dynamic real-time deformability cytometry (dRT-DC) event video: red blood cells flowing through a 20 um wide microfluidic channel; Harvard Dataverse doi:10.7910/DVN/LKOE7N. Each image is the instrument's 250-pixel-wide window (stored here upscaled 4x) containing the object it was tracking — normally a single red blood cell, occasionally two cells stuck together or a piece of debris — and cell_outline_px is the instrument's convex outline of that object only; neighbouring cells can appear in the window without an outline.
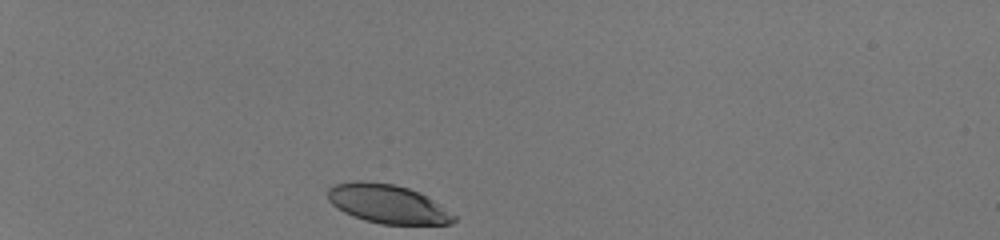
{"species": "human", "species_latin": "Homo sapiens", "temperature_condition": "room temperature", "stored_images_in_passage": 33, "camera_frame_rate_fps": 3000, "um_per_image_px": 0.085, "donor": {"sex": "male"}, "frame": {"image": 1, "passage_image": 1, "time_ms": 0.0, "image_size_px": [1000, 240], "cell_outline_px": [[456, 220], [452, 224], [380, 224], [364, 220], [344, 212], [332, 204], [328, 200], [328, 188], [336, 184], [356, 180], [360, 180], [392, 184], [408, 188], [420, 192], [456, 216]], "centroid_in_image_um": [32.93, 17.33], "position_along_channel_um": 52.1, "area_um2": 28.32}}
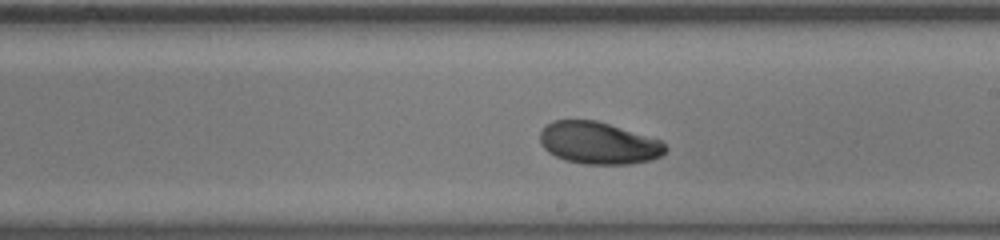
{"frame": {"image": 2, "passage_image": 19, "time_ms": 6.0, "image_size_px": [1000, 240], "cell_outline_px": [[668, 148], [660, 156], [652, 160], [628, 164], [584, 164], [564, 160], [548, 152], [540, 144], [540, 132], [552, 120], [596, 120], [660, 140]], "centroid_in_image_um": [50.85, 12.16], "position_along_channel_um": 238.1, "area_um2": 30.63}}
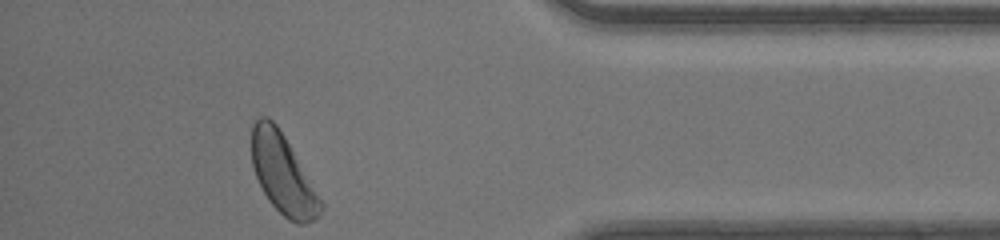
{"frame": {"image": 3, "passage_image": 33, "time_ms": 10.667, "image_size_px": [1000, 240], "cell_outline_px": [[324, 208], [320, 216], [304, 224], [296, 224], [288, 220], [268, 200], [256, 176], [252, 164], [252, 120], [260, 116], [268, 116], [276, 124], [284, 136], [324, 204]], "centroid_in_image_um": [24.04, 14.8], "position_along_channel_um": 411.2, "area_um2": 31.79}, "authors_computed_cell_mechanics": {"area_um2": 31.0386, "velocity_mm_per_s": 4.134, "shape_relaxation_time_tau1_ms": 2.1978, "shape_relaxation_time_tau2_ms": null, "deformation_change_tau1": 0.1102, "deformation_change_tau2": null}}